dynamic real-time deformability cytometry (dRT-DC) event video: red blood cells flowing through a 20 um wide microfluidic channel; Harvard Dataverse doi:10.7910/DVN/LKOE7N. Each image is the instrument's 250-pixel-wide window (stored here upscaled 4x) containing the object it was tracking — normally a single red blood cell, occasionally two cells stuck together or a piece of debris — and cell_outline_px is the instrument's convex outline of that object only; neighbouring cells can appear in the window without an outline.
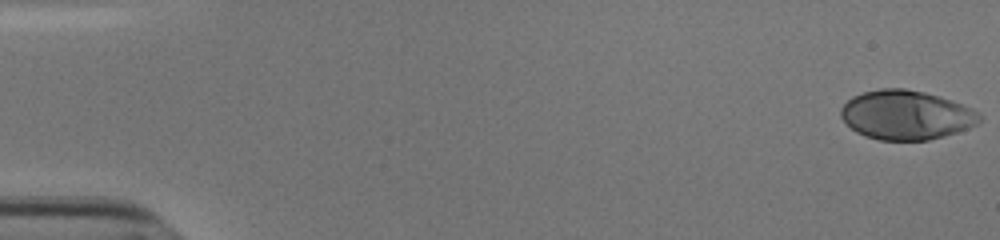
{"species": "human", "species_latin": "Homo sapiens", "temperature_condition": "cold", "stored_images_in_passage": 52, "camera_frame_rate_fps": 3000, "um_per_image_px": 0.085, "donor": {"sex": "male"}, "frame": {"image": 1, "passage_image": 1, "time_ms": 0.0, "image_size_px": [1000, 240], "cell_outline_px": [[984, 116], [976, 124], [968, 128], [944, 136], [928, 140], [880, 140], [864, 136], [856, 132], [840, 116], [840, 108], [852, 96], [864, 92], [880, 88], [904, 88], [924, 92], [940, 96], [972, 108]], "centroid_in_image_um": [77.02, 9.77], "position_along_channel_um": 8.0, "area_um2": 39.82}}
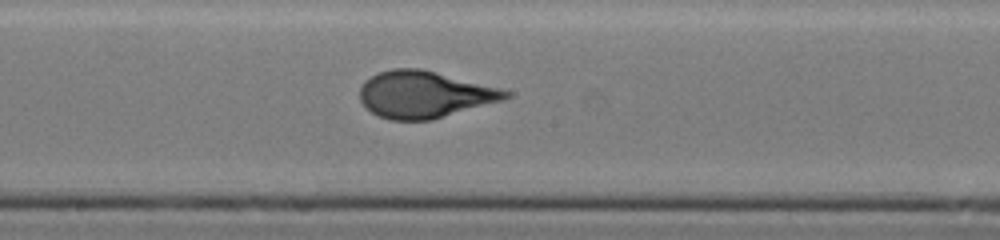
{"frame": {"image": 2, "passage_image": 30, "time_ms": 9.667, "image_size_px": [1000, 240], "cell_outline_px": [[512, 96], [504, 100], [432, 120], [388, 120], [372, 112], [360, 100], [360, 88], [364, 80], [376, 72], [392, 68], [420, 68], [500, 88], [512, 92]], "centroid_in_image_um": [36.07, 8.02], "position_along_channel_um": 212.1, "area_um2": 39.88}}
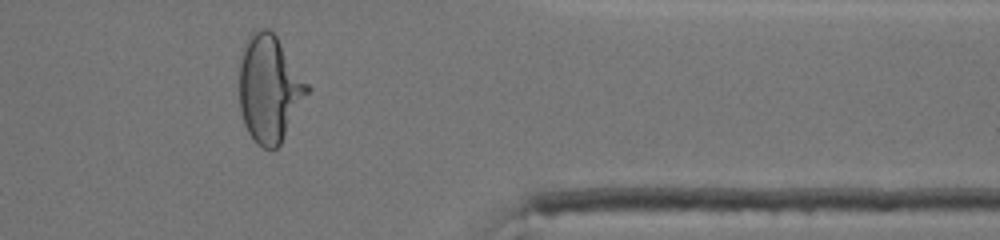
{"frame": {"image": 3, "passage_image": 45, "time_ms": 14.667, "image_size_px": [1000, 240], "cell_outline_px": [[312, 88], [280, 144], [276, 148], [264, 148], [256, 144], [248, 132], [244, 124], [240, 112], [240, 64], [244, 48], [248, 36], [252, 32], [260, 28], [268, 28], [276, 36]], "centroid_in_image_um": [22.91, 7.55], "position_along_channel_um": 388.5, "area_um2": 42.25}}